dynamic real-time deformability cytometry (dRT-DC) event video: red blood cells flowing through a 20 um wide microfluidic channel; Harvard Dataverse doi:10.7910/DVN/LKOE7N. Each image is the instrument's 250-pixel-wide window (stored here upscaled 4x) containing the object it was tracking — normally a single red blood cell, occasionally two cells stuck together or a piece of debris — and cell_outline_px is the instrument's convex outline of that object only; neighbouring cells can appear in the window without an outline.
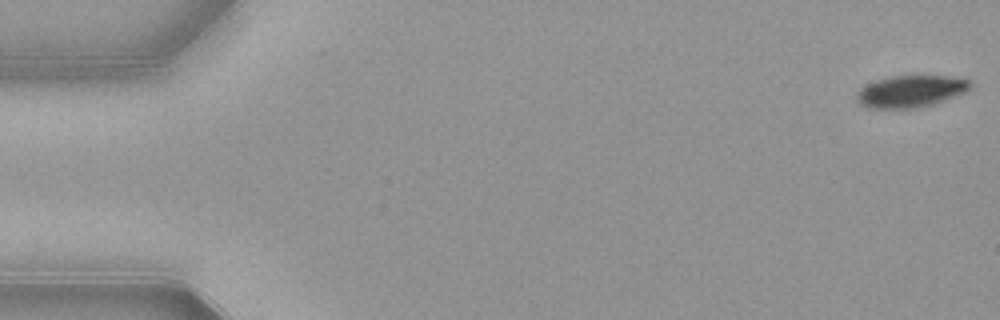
{"species": "common noctule bat (a hibernating species)", "species_latin": "Nyctalus noctula", "temperature_condition": "warm", "stored_images_in_passage": 53, "camera_frame_rate_fps": 3000, "um_per_image_px": 0.085, "animal": {"sex": "female", "body_mass_g": 21.9}, "frame": {"image": 1, "passage_image": 1, "time_ms": 0.0, "image_size_px": [1000, 320], "cell_outline_px": [[972, 88], [956, 96], [932, 104], [916, 108], [868, 108], [860, 104], [856, 100], [856, 92], [860, 88], [876, 80], [892, 76], [948, 76], [972, 80]], "centroid_in_image_um": [77.41, 7.76], "position_along_channel_um": 7.6, "area_um2": 21.15}}
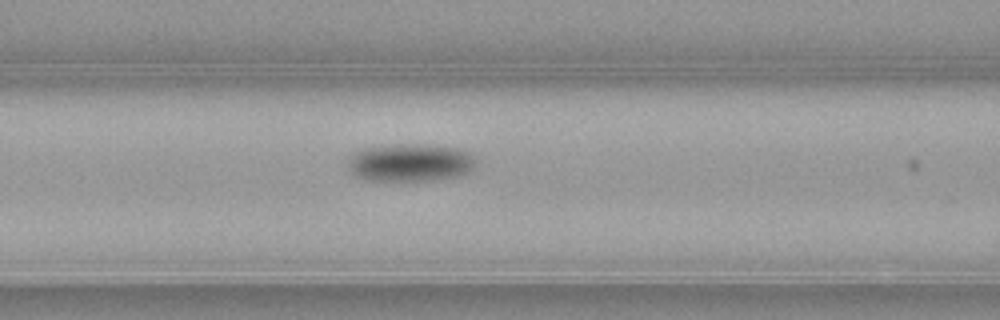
{"frame": {"image": 2, "passage_image": 22, "time_ms": 7.0, "image_size_px": [1000, 320], "cell_outline_px": [[476, 164], [468, 172], [460, 176], [432, 180], [364, 180], [352, 176], [348, 168], [348, 156], [352, 152], [364, 148], [396, 144], [424, 144], [460, 148], [472, 152]], "centroid_in_image_um": [34.84, 13.81], "position_along_channel_um": 131.8, "area_um2": 28.73}}
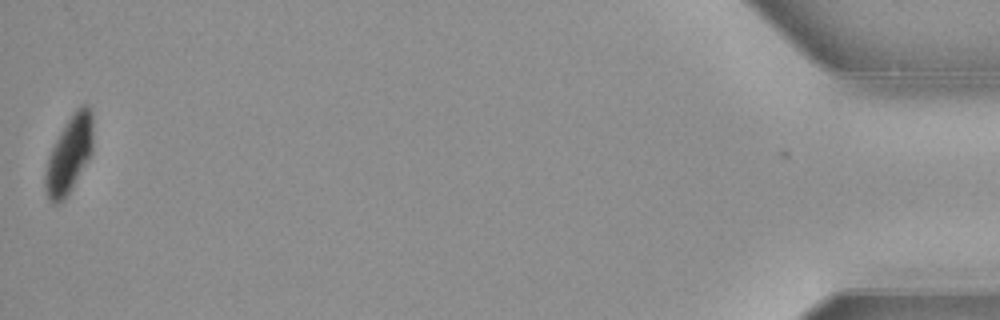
{"frame": {"image": 3, "passage_image": 53, "time_ms": 17.333, "image_size_px": [1000, 320], "cell_outline_px": [[92, 152], [88, 160], [68, 192], [56, 204], [52, 204], [48, 200], [44, 188], [44, 176], [48, 160], [52, 148], [64, 124], [72, 112], [80, 104], [88, 104], [92, 112]], "centroid_in_image_um": [5.88, 13.08], "position_along_channel_um": 429.3, "area_um2": 21.15}, "authors_computed_cell_mechanics": {"area_um2": 24.7962, "velocity_mm_per_s": 3.8647, "shape_relaxation_time_tau1_ms": 2.3076, "shape_relaxation_time_tau2_ms": 9.6228, "deformation_change_tau1": 0.107, "deformation_change_tau2": 0.0549}}